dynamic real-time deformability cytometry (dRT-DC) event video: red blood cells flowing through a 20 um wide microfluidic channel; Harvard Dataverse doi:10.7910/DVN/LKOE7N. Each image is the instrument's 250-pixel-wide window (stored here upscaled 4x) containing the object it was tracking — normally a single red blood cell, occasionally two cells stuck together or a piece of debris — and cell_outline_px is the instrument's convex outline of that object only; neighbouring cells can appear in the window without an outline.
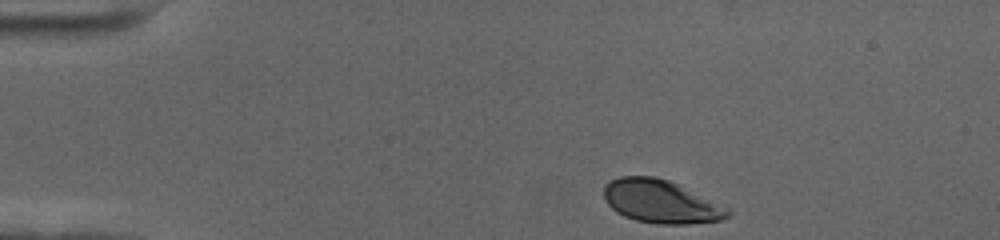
{"species": "human", "species_latin": "Homo sapiens", "temperature_condition": "cold", "stored_images_in_passage": 40, "camera_frame_rate_fps": 3000, "um_per_image_px": 0.085, "donor": {"sex": "female"}, "frame": {"image": 1, "passage_image": 1, "time_ms": 0.0, "image_size_px": [1000, 240], "cell_outline_px": [[732, 212], [728, 216], [720, 220], [688, 224], [656, 224], [636, 220], [624, 216], [616, 212], [608, 204], [604, 196], [604, 184], [608, 180], [620, 176], [656, 176], [680, 184], [732, 208]], "centroid_in_image_um": [56.21, 17.12], "position_along_channel_um": 28.8, "area_um2": 31.73}}
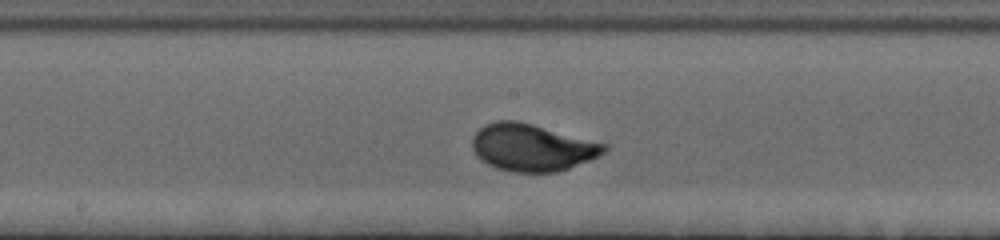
{"frame": {"image": 2, "passage_image": 22, "time_ms": 7.0, "image_size_px": [1000, 240], "cell_outline_px": [[608, 148], [604, 152], [588, 160], [568, 168], [556, 172], [512, 172], [496, 168], [480, 160], [476, 156], [472, 148], [472, 136], [484, 124], [496, 120], [516, 120], [532, 124], [608, 144]], "centroid_in_image_um": [45.18, 12.53], "position_along_channel_um": 203.0, "area_um2": 36.18}}
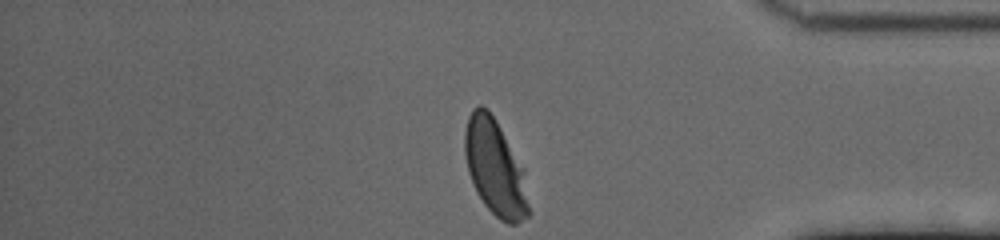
{"frame": {"image": 3, "passage_image": 40, "time_ms": 13.0, "image_size_px": [1000, 240], "cell_outline_px": [[532, 212], [528, 216], [516, 224], [508, 224], [500, 220], [484, 204], [476, 192], [468, 172], [464, 152], [464, 132], [468, 116], [472, 108], [480, 104], [492, 116], [500, 128], [524, 168]], "centroid_in_image_um": [42.1, 14.31], "position_along_channel_um": 393.1, "area_um2": 36.01}, "authors_computed_cell_mechanics": {"area_um2": 35.1135, "velocity_mm_per_s": 3.4954, "shape_relaxation_time_tau1_ms": 2.2062, "shape_relaxation_time_tau2_ms": null, "deformation_change_tau1": 0.1162, "deformation_change_tau2": null}}